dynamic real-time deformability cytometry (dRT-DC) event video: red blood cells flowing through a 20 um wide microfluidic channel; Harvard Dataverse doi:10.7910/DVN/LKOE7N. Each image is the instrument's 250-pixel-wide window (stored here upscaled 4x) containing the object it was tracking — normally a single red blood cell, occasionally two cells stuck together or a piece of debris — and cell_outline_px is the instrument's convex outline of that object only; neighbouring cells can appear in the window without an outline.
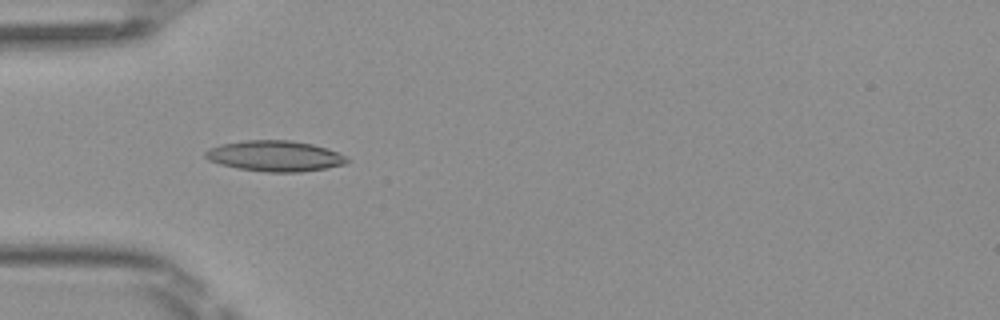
{"species": "Egyptian fruit bat (a non-hibernating species)", "species_latin": "Rousettus aegyptiacus", "temperature_condition": "room temperature", "stored_images_in_passage": 24, "camera_frame_rate_fps": 3000, "um_per_image_px": 0.085, "frame": {"image": 1, "passage_image": 3, "time_ms": 0.667, "image_size_px": [1000, 320], "cell_outline_px": [[352, 160], [344, 164], [324, 168], [300, 172], [264, 172], [240, 168], [220, 164], [208, 160], [204, 156], [204, 152], [208, 148], [220, 144], [248, 140], [288, 140], [312, 144], [336, 152]], "centroid_in_image_um": [23.33, 13.26], "position_along_channel_um": 61.7, "area_um2": 25.14}}
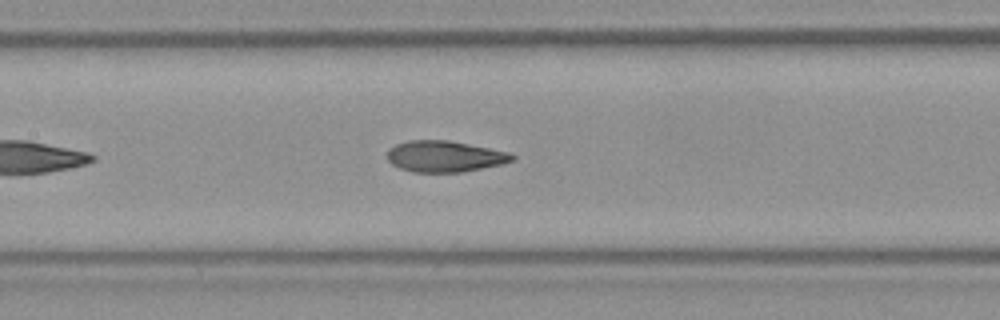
{"frame": {"image": 2, "passage_image": 11, "time_ms": 3.333, "image_size_px": [1000, 320], "cell_outline_px": [[516, 156], [512, 160], [504, 164], [460, 172], [412, 172], [400, 168], [392, 164], [388, 160], [388, 148], [396, 144], [408, 140], [448, 140], [508, 152]], "centroid_in_image_um": [37.77, 13.29], "position_along_channel_um": 169.6, "area_um2": 22.6}}
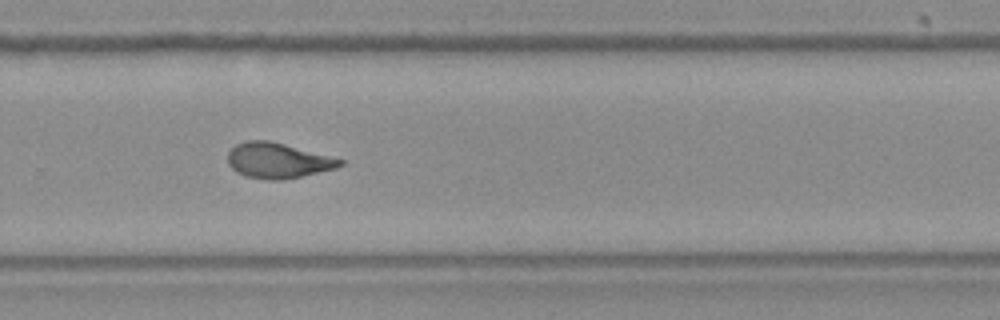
{"frame": {"image": 3, "passage_image": 21, "time_ms": 6.667, "image_size_px": [1000, 320], "cell_outline_px": [[344, 164], [336, 168], [284, 180], [272, 180], [248, 176], [236, 172], [228, 164], [228, 152], [236, 144], [244, 140], [268, 140], [284, 144], [344, 160]], "centroid_in_image_um": [23.59, 13.64], "position_along_channel_um": 306.2, "area_um2": 22.89}}